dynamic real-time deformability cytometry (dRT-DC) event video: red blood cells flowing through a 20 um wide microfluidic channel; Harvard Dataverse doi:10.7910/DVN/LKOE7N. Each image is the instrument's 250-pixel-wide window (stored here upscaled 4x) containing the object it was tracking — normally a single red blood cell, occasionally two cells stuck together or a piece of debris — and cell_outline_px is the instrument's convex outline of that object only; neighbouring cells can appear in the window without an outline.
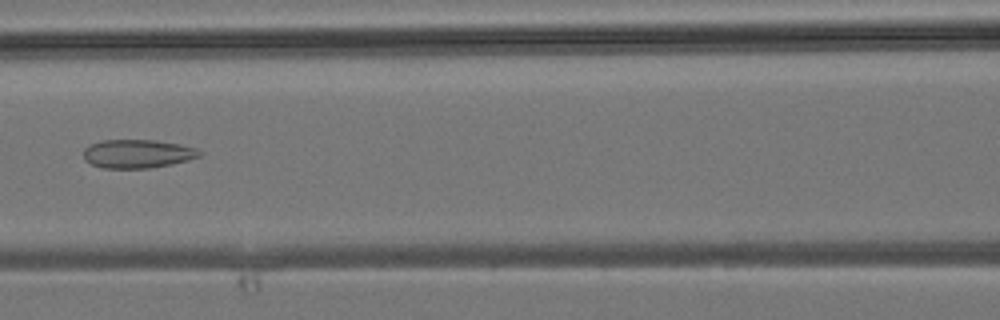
{"species": "common noctule bat (a hibernating species)", "species_latin": "Nyctalus noctula", "temperature_condition": "room temperature", "stored_images_in_passage": 41, "camera_frame_rate_fps": 3000, "um_per_image_px": 0.085, "animal": {"sex": "male", "body_mass_g": 19.2, "forearm_length_mm": 51.8}, "frame": {"image": 1, "passage_image": 18, "time_ms": 5.667, "image_size_px": [1000, 320], "cell_outline_px": [[200, 156], [188, 160], [172, 164], [148, 168], [100, 168], [84, 160], [84, 148], [88, 144], [100, 140], [152, 140], [180, 144], [196, 148], [200, 152]], "centroid_in_image_um": [11.64, 13.07], "position_along_channel_um": 155.0, "area_um2": 19.36}}
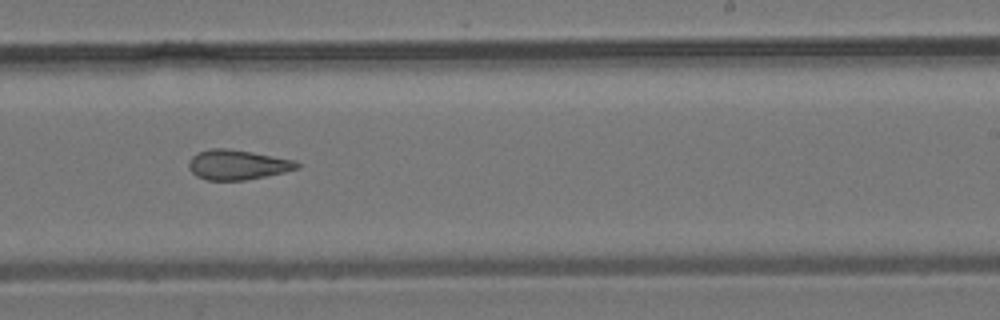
{"frame": {"image": 2, "passage_image": 25, "time_ms": 8.0, "image_size_px": [1000, 320], "cell_outline_px": [[300, 168], [284, 172], [244, 180], [208, 180], [196, 176], [188, 168], [188, 160], [196, 152], [212, 148], [228, 148], [252, 152], [292, 160], [300, 164]], "centroid_in_image_um": [20.13, 13.99], "position_along_channel_um": 268.9, "area_um2": 18.79}}
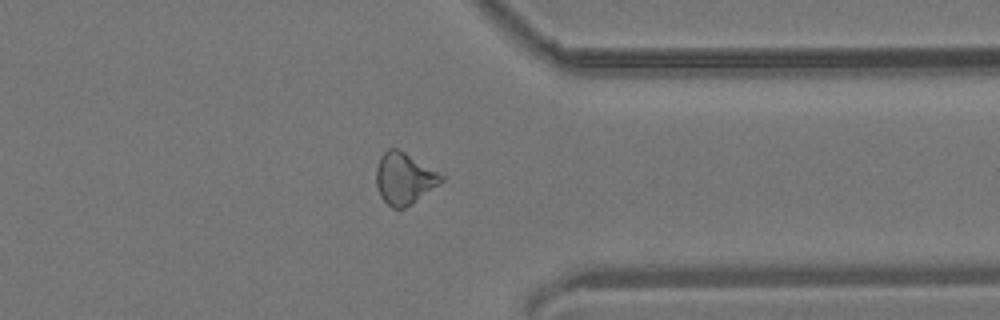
{"frame": {"image": 3, "passage_image": 32, "time_ms": 10.333, "image_size_px": [1000, 320], "cell_outline_px": [[444, 180], [412, 204], [404, 208], [392, 208], [380, 196], [376, 184], [376, 168], [380, 156], [388, 148], [396, 148], [404, 152], [444, 176]], "centroid_in_image_um": [34.33, 15.17], "position_along_channel_um": 377.1, "area_um2": 19.25}}